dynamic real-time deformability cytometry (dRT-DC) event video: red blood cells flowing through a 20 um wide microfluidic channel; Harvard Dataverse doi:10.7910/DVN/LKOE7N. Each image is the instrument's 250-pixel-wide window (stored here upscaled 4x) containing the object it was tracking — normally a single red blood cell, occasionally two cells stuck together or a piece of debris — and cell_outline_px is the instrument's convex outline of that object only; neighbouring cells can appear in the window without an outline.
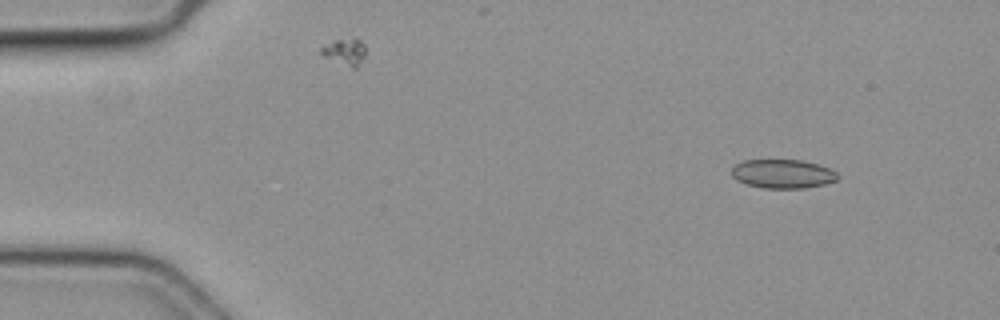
{"species": "common noctule bat (a hibernating species)", "species_latin": "Nyctalus noctula", "temperature_condition": "cold", "stored_images_in_passage": 50, "camera_frame_rate_fps": 3000, "um_per_image_px": 0.085, "animal": {"sex": "female", "body_mass_g": 19.3, "forearm_length_mm": 54.1}, "frame": {"image": 1, "passage_image": 1, "time_ms": 0.0, "image_size_px": [1000, 320], "cell_outline_px": [[840, 176], [836, 180], [824, 184], [804, 188], [764, 188], [744, 184], [736, 180], [732, 176], [732, 168], [736, 164], [744, 160], [800, 160], [816, 164], [828, 168], [836, 172]], "centroid_in_image_um": [66.5, 14.78], "position_along_channel_um": 18.5, "area_um2": 17.8}}
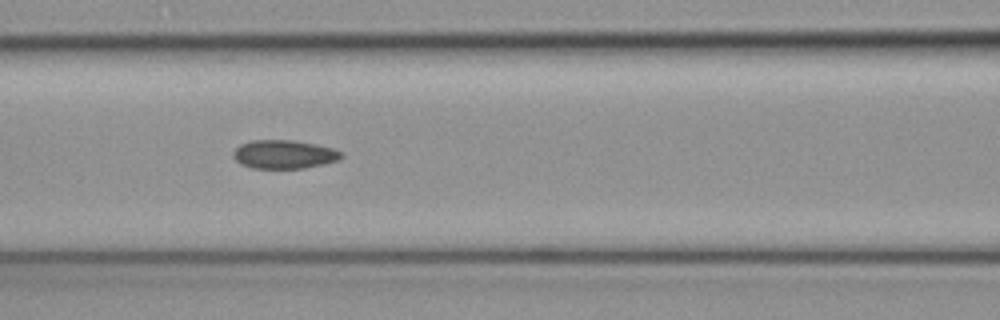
{"frame": {"image": 2, "passage_image": 19, "time_ms": 6.0, "image_size_px": [1000, 320], "cell_outline_px": [[344, 156], [340, 160], [324, 164], [304, 168], [252, 168], [240, 164], [232, 156], [232, 152], [240, 144], [252, 140], [296, 140], [316, 144], [332, 148], [340, 152]], "centroid_in_image_um": [24.14, 13.12], "position_along_channel_um": 142.5, "area_um2": 18.15}}
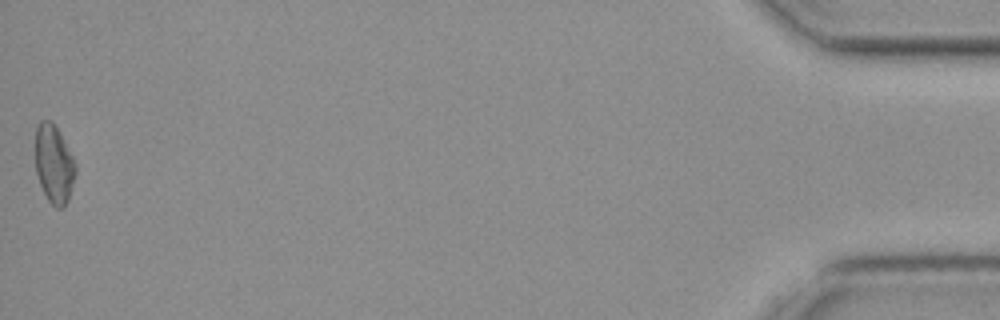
{"frame": {"image": 3, "passage_image": 50, "time_ms": 16.333, "image_size_px": [1000, 320], "cell_outline_px": [[76, 172], [68, 200], [64, 208], [56, 208], [48, 200], [40, 184], [36, 172], [36, 128], [40, 120], [52, 120], [72, 156], [76, 164]], "centroid_in_image_um": [4.59, 13.96], "position_along_channel_um": 430.6, "area_um2": 18.15}}